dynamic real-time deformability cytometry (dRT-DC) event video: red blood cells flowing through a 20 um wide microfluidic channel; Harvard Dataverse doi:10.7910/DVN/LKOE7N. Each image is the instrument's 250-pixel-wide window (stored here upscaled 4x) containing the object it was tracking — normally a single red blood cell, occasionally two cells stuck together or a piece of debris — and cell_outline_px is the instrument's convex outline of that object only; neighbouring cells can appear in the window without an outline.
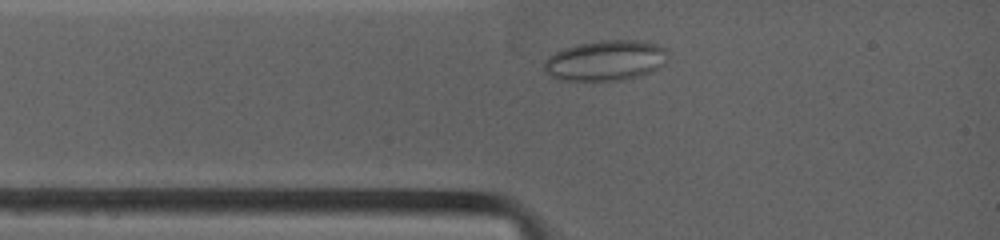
{"species": "common noctule bat (a hibernating species)", "species_latin": "Nyctalus noctula", "temperature_condition": "warm", "stored_images_in_passage": 35, "camera_frame_rate_fps": 4500, "um_per_image_px": 0.085, "animal": {"sex": "female", "body_mass_g": 19.0, "forearm_length_mm": 53.3}, "frame": {"image": 1, "passage_image": 5, "time_ms": 1.111, "image_size_px": [1000, 240], "cell_outline_px": [[668, 56], [664, 64], [652, 72], [620, 80], [560, 80], [544, 72], [544, 60], [548, 56], [564, 48], [576, 44], [604, 40], [644, 40], [660, 44], [668, 48]], "centroid_in_image_um": [51.52, 5.12], "position_along_channel_um": 33.5, "area_um2": 29.42}}
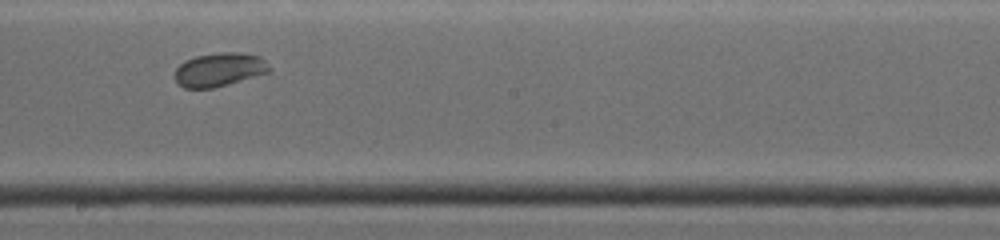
{"frame": {"image": 2, "passage_image": 21, "time_ms": 6.222, "image_size_px": [1000, 240], "cell_outline_px": [[272, 72], [228, 84], [212, 88], [184, 88], [172, 76], [176, 68], [184, 60], [196, 56], [220, 52], [240, 52], [260, 56], [272, 68]], "centroid_in_image_um": [18.66, 5.91], "position_along_channel_um": 229.5, "area_um2": 18.79}}
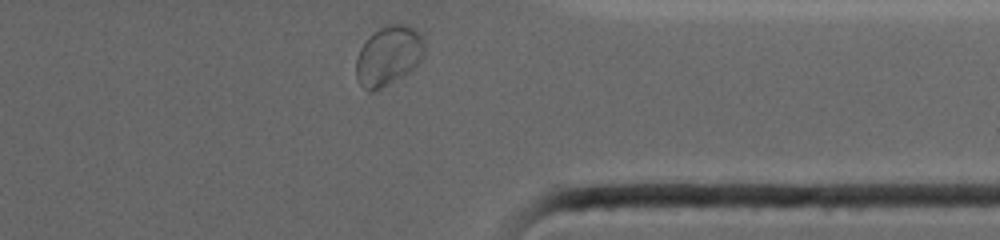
{"frame": {"image": 3, "passage_image": 35, "time_ms": 10.222, "image_size_px": [1000, 240], "cell_outline_px": [[424, 56], [412, 68], [388, 84], [372, 92], [368, 92], [360, 84], [356, 76], [356, 60], [360, 48], [364, 40], [372, 32], [388, 24], [408, 24], [424, 40]], "centroid_in_image_um": [32.98, 4.71], "position_along_channel_um": 378.4, "area_um2": 23.47}, "authors_computed_cell_mechanics": {"area_um2": 19.8832, "velocity_mm_per_s": 3.882, "shape_relaxation_time_tau1_ms": null, "shape_relaxation_time_tau2_ms": 1.1837, "deformation_change_tau1": null, "deformation_change_tau2": 0.0338}}